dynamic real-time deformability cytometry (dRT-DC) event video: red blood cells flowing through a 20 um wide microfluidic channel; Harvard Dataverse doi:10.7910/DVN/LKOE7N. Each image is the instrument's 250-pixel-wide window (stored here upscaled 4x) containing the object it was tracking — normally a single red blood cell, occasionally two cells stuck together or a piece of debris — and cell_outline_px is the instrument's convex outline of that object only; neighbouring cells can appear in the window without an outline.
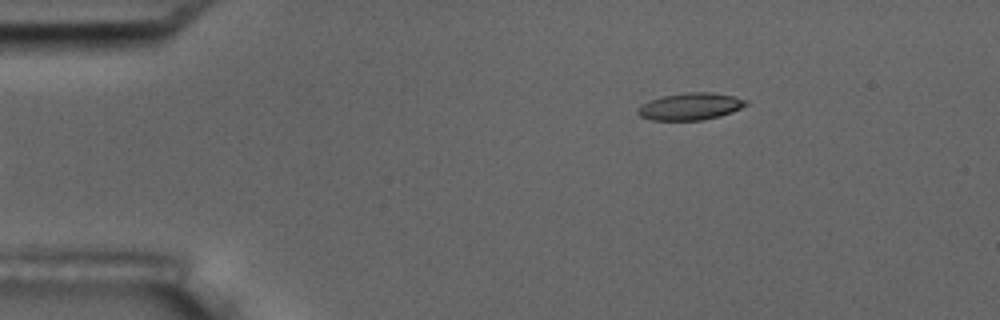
{"species": "common noctule bat (a hibernating species)", "species_latin": "Nyctalus noctula", "temperature_condition": "room temperature", "stored_images_in_passage": 3, "camera_frame_rate_fps": 3000, "um_per_image_px": 0.085, "animal": {"sex": "male", "body_mass_g": 17.5, "forearm_length_mm": 52.3}, "frame": {"image": 1, "passage_image": 1, "time_ms": 0.0, "image_size_px": [1000, 320], "cell_outline_px": [[748, 104], [732, 112], [720, 116], [704, 120], [652, 120], [640, 116], [636, 112], [636, 108], [640, 104], [664, 96], [684, 92], [712, 92], [732, 96], [748, 100]], "centroid_in_image_um": [58.67, 9.05], "position_along_channel_um": 26.3, "area_um2": 17.11}}